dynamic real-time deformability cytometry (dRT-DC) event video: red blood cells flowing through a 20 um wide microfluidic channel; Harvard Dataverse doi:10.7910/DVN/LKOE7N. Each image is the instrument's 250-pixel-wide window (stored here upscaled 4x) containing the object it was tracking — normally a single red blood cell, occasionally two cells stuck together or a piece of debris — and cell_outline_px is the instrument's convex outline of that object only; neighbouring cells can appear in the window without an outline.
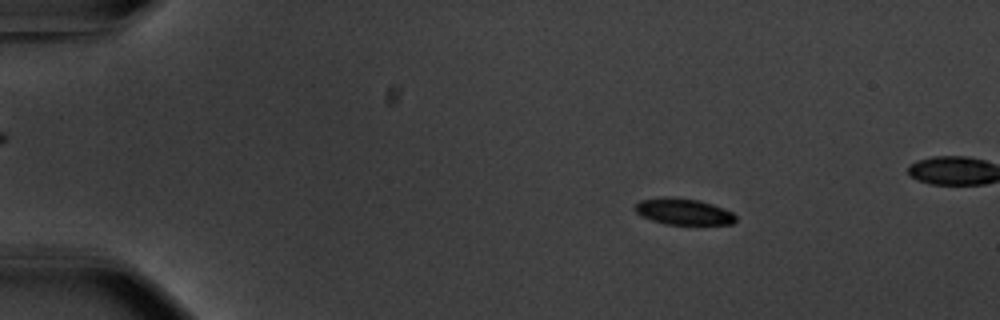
{"species": "common noctule bat (a hibernating species)", "species_latin": "Nyctalus noctula", "temperature_condition": "warm", "stored_images_in_passage": 57, "segment_of_instrument_passage": [1, 2], "camera_frame_rate_fps": 3000, "um_per_image_px": 0.085, "animal": {"sex": "male", "body_mass_g": 20.1, "forearm_length_mm": 53.5}, "frame": {"image": 1, "passage_image": 10, "time_ms": 3.0, "image_size_px": [1000, 320], "cell_outline_px": [[736, 220], [732, 224], [664, 224], [640, 216], [632, 208], [640, 200], [664, 196], [668, 196], [700, 200], [724, 208], [732, 212], [736, 216]], "centroid_in_image_um": [58.06, 17.97], "position_along_channel_um": 26.9, "area_um2": 15.61}}
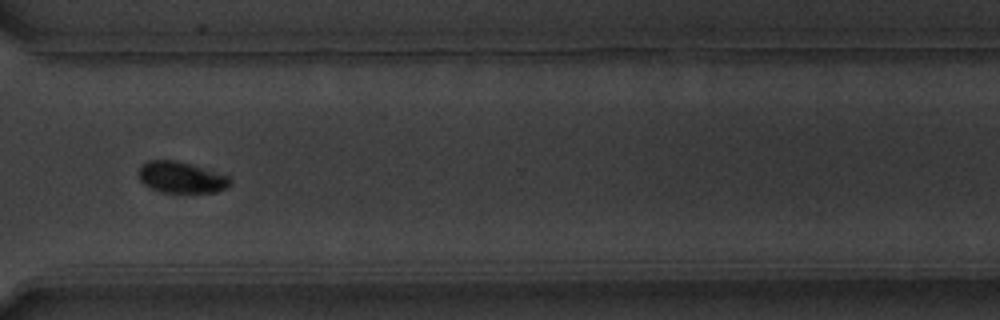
{"frame": {"image": 2, "passage_image": 43, "time_ms": 14.0, "image_size_px": [1000, 320], "cell_outline_px": [[232, 184], [216, 192], [164, 192], [152, 188], [144, 184], [140, 180], [140, 164], [148, 160], [176, 160], [232, 176]], "centroid_in_image_um": [15.45, 15.06], "position_along_channel_um": 355.2, "area_um2": 16.65}}
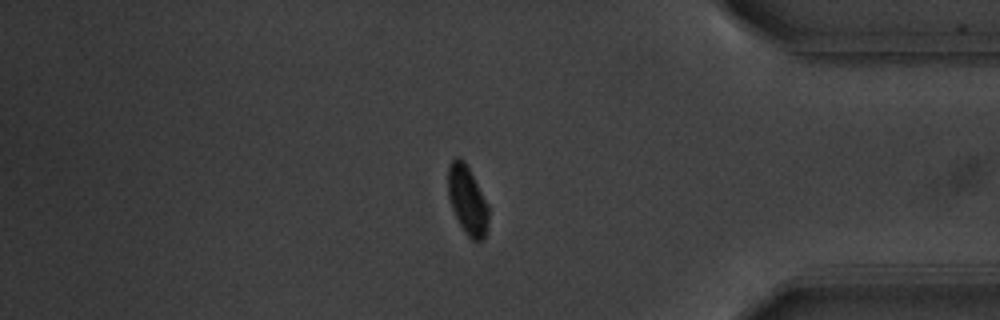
{"frame": {"image": 3, "passage_image": 48, "time_ms": 15.667, "image_size_px": [1000, 320], "cell_outline_px": [[488, 220], [484, 236], [480, 240], [472, 240], [464, 232], [452, 208], [448, 196], [448, 164], [456, 156], [460, 156], [464, 160], [488, 204]], "centroid_in_image_um": [39.7, 16.97], "position_along_channel_um": 395.5, "area_um2": 16.01}}